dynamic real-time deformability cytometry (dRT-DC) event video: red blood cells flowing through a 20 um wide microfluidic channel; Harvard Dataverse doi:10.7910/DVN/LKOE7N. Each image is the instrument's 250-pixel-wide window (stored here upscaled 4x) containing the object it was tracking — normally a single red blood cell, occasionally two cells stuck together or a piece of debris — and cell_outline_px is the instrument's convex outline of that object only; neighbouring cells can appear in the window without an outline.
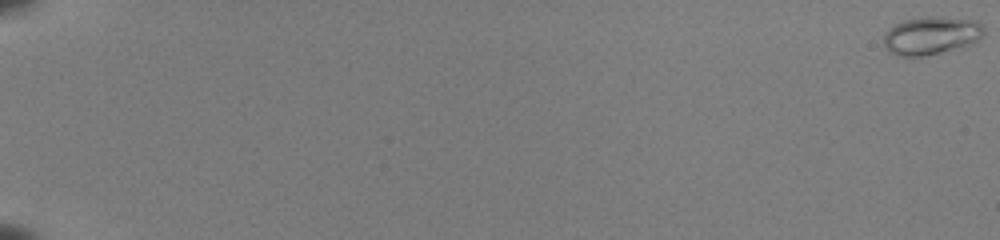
{"species": "common noctule bat (a hibernating species)", "species_latin": "Nyctalus noctula", "temperature_condition": "room temperature", "stored_images_in_passage": 55, "camera_frame_rate_fps": 3000, "um_per_image_px": 0.085, "animal": {"sex": "female", "body_mass_g": 22.0, "forearm_length_mm": 56.7}, "frame": {"image": 1, "passage_image": 1, "time_ms": 0.0, "image_size_px": [1000, 240], "cell_outline_px": [[984, 32], [972, 44], [924, 56], [896, 56], [888, 52], [884, 48], [884, 32], [888, 28], [904, 20], [924, 16], [940, 16], [980, 20], [984, 28]], "centroid_in_image_um": [79.13, 3.0], "position_along_channel_um": 5.9, "area_um2": 22.54}}
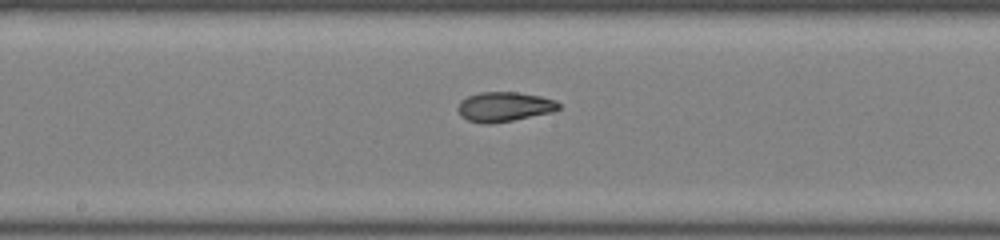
{"frame": {"image": 2, "passage_image": 33, "time_ms": 10.667, "image_size_px": [1000, 240], "cell_outline_px": [[560, 108], [552, 112], [512, 120], [488, 124], [484, 124], [468, 120], [460, 116], [456, 108], [460, 100], [468, 96], [480, 92], [516, 92], [540, 96], [556, 100], [560, 104]], "centroid_in_image_um": [42.83, 9.07], "position_along_channel_um": 205.4, "area_um2": 17.46}}
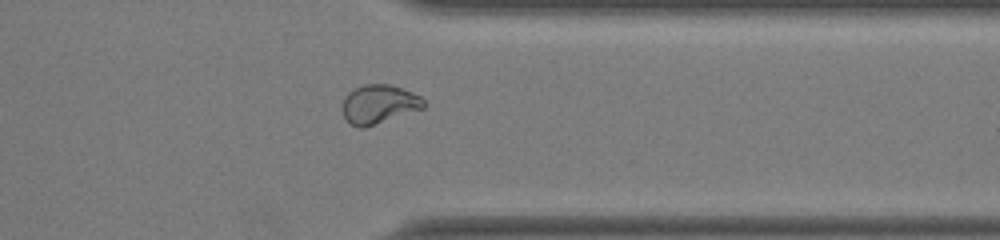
{"frame": {"image": 3, "passage_image": 46, "time_ms": 15.0, "image_size_px": [1000, 240], "cell_outline_px": [[428, 104], [424, 108], [364, 128], [360, 128], [348, 124], [340, 108], [340, 104], [344, 96], [348, 92], [364, 84], [388, 84], [404, 88], [420, 96]], "centroid_in_image_um": [32.18, 8.86], "position_along_channel_um": 379.2, "area_um2": 18.84}, "authors_computed_cell_mechanics": {"area_um2": 18.6116, "velocity_mm_per_s": 4.0101, "shape_relaxation_time_tau1_ms": 6.9483, "shape_relaxation_time_tau2_ms": 2.1968, "deformation_change_tau1": 0.2502, "deformation_change_tau2": 0.0582}}